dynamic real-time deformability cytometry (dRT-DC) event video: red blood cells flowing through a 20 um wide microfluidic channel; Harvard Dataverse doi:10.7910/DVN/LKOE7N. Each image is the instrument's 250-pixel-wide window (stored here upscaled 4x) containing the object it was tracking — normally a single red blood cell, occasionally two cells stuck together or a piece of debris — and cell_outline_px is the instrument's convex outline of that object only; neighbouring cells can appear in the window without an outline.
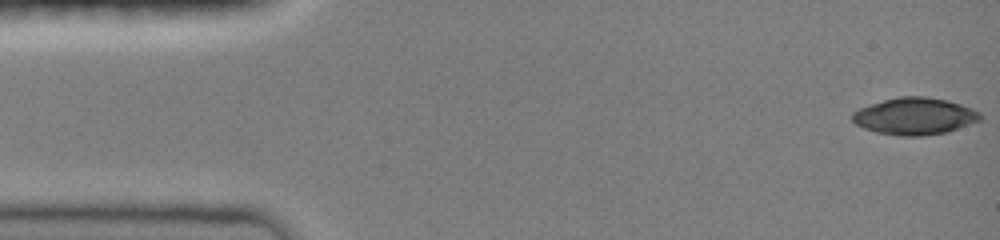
{"species": "common noctule bat (a hibernating species)", "species_latin": "Nyctalus noctula", "temperature_condition": "room temperature", "stored_images_in_passage": 7, "camera_frame_rate_fps": 3000, "um_per_image_px": 0.085, "animal": {"sex": "female", "body_mass_g": 19.0, "forearm_length_mm": 51.5}, "frame": {"image": 1, "passage_image": 1, "time_ms": 0.0, "image_size_px": [1000, 240], "cell_outline_px": [[980, 120], [948, 132], [924, 136], [900, 136], [876, 132], [864, 128], [856, 124], [852, 120], [852, 112], [860, 108], [884, 100], [900, 96], [924, 96], [944, 100], [960, 104], [972, 108], [980, 112]], "centroid_in_image_um": [77.74, 9.89], "position_along_channel_um": 7.3, "area_um2": 27.4}}
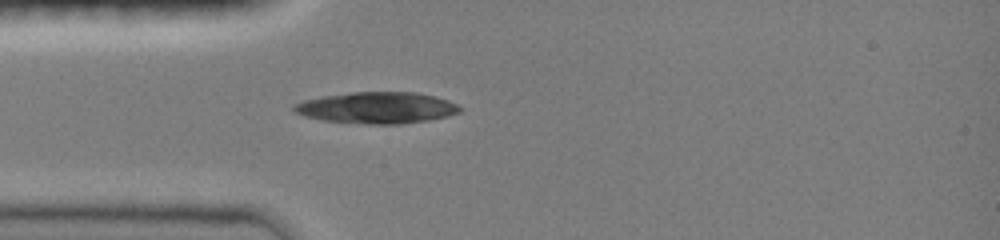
{"frame": {"image": 2, "passage_image": 7, "time_ms": 4.0, "image_size_px": [1000, 240], "cell_outline_px": [[460, 112], [448, 116], [428, 120], [400, 124], [364, 124], [324, 120], [304, 116], [296, 112], [292, 108], [292, 104], [304, 100], [320, 96], [352, 92], [416, 92], [448, 100], [456, 104], [460, 108]], "centroid_in_image_um": [32.0, 9.16], "position_along_channel_um": 53.0, "area_um2": 30.35}}